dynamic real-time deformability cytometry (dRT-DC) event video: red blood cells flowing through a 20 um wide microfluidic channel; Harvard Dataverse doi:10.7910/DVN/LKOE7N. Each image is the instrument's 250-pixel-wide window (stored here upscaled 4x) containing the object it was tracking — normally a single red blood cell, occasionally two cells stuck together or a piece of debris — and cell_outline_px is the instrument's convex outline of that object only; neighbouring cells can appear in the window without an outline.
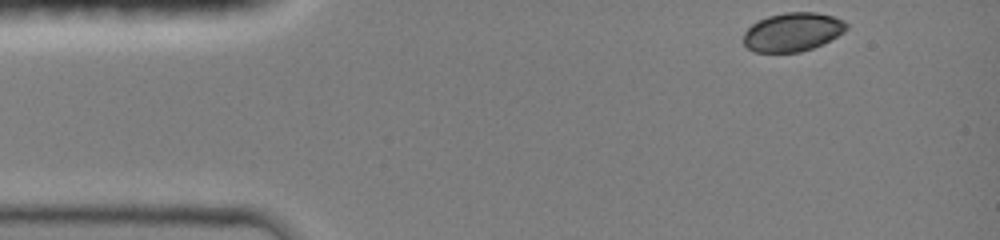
{"species": "common noctule bat (a hibernating species)", "species_latin": "Nyctalus noctula", "temperature_condition": "room temperature", "stored_images_in_passage": 24, "camera_frame_rate_fps": 3000, "um_per_image_px": 0.085, "animal": {"sex": "female", "body_mass_g": 19.0, "forearm_length_mm": 51.5}, "frame": {"image": 1, "passage_image": 1, "time_ms": 0.0, "image_size_px": [1000, 240], "cell_outline_px": [[848, 28], [844, 32], [812, 48], [800, 52], [752, 52], [744, 44], [744, 32], [752, 24], [768, 16], [788, 12], [816, 12], [832, 16], [844, 20], [848, 24]], "centroid_in_image_um": [67.37, 2.72], "position_along_channel_um": 17.6, "area_um2": 23.06}}
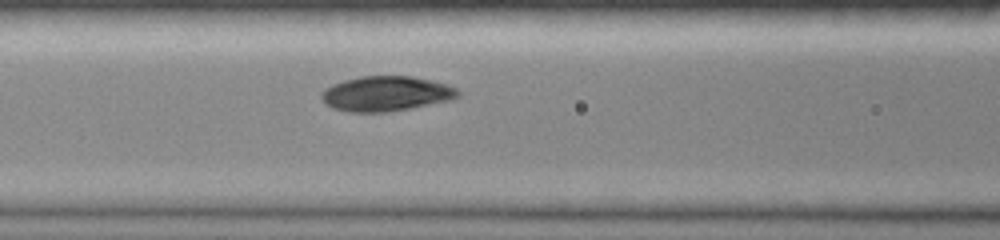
{"frame": {"image": 2, "passage_image": 15, "time_ms": 4.667, "image_size_px": [1000, 240], "cell_outline_px": [[460, 96], [452, 100], [388, 112], [352, 112], [332, 108], [320, 96], [324, 88], [332, 84], [344, 80], [360, 76], [412, 76], [432, 80], [448, 84], [456, 88], [460, 92]], "centroid_in_image_um": [32.85, 7.95], "position_along_channel_um": 133.8, "area_um2": 27.92}}
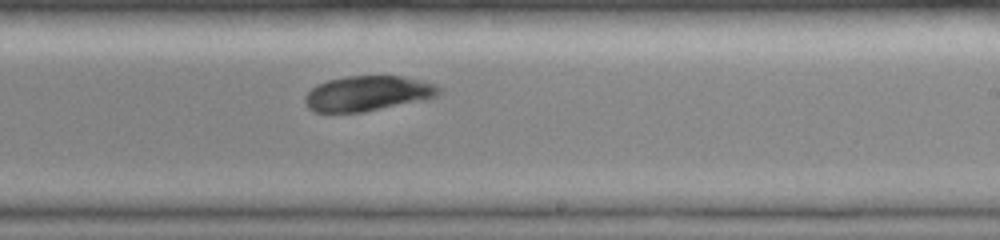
{"frame": {"image": 3, "passage_image": 24, "time_ms": 7.667, "image_size_px": [1000, 240], "cell_outline_px": [[444, 88], [436, 96], [364, 112], [316, 112], [308, 108], [304, 100], [304, 96], [316, 84], [328, 80], [344, 76], [400, 76], [424, 80], [436, 84]], "centroid_in_image_um": [31.24, 7.92], "position_along_channel_um": 257.8, "area_um2": 27.34}}